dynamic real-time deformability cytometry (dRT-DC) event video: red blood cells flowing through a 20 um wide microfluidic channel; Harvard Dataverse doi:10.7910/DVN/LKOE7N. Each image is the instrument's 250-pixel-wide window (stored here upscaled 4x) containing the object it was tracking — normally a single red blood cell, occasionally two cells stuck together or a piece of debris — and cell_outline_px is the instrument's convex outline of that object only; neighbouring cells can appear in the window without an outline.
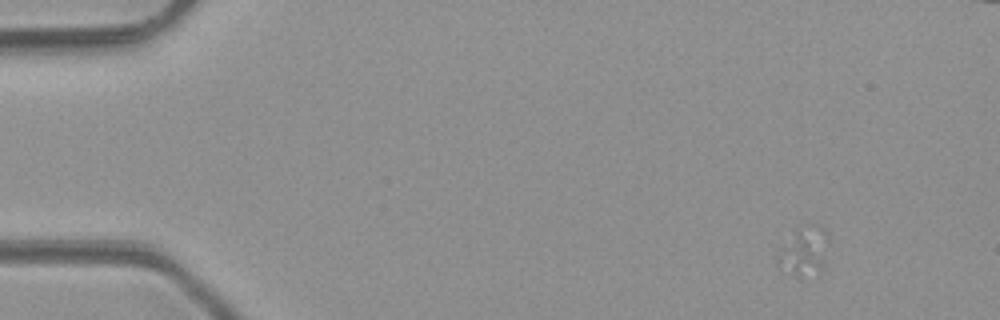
{"species": "common noctule bat (a hibernating species)", "species_latin": "Nyctalus noctula", "temperature_condition": "room temperature", "stored_images_in_passage": 5, "camera_frame_rate_fps": 3000, "um_per_image_px": 0.085, "animal": {"sex": "male", "body_mass_g": 23.1, "forearm_length_mm": 52.7}, "frame": {"image": 1, "passage_image": 1, "time_ms": 0.0, "image_size_px": [1000, 320], "cell_outline_px": [[828, 240], [824, 268], [820, 276], [796, 276], [776, 268], [776, 248], [796, 228], [808, 224], [816, 224], [824, 228]], "centroid_in_image_um": [68.29, 21.38], "position_along_channel_um": 16.7, "area_um2": 15.61}}